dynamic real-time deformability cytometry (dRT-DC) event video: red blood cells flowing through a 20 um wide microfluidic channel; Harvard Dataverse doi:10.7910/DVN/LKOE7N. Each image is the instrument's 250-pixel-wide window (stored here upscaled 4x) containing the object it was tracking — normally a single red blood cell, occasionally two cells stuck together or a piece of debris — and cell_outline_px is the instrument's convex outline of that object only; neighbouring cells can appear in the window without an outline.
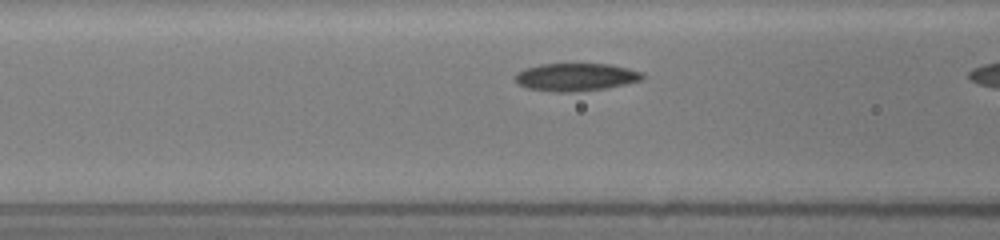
{"species": "common noctule bat (a hibernating species)", "species_latin": "Nyctalus noctula", "temperature_condition": "room temperature", "stored_images_in_passage": 7, "camera_frame_rate_fps": 3000, "um_per_image_px": 0.085, "animal": {"sex": "female", "body_mass_g": 19.5, "forearm_length_mm": 54.1}, "frame": {"image": 1, "passage_image": 6, "time_ms": 1.333, "image_size_px": [1000, 240], "cell_outline_px": [[644, 80], [604, 88], [576, 92], [556, 92], [524, 88], [512, 76], [516, 72], [524, 68], [540, 64], [608, 64], [628, 68], [644, 72]], "centroid_in_image_um": [48.92, 6.55], "position_along_channel_um": 117.7, "area_um2": 20.81}}